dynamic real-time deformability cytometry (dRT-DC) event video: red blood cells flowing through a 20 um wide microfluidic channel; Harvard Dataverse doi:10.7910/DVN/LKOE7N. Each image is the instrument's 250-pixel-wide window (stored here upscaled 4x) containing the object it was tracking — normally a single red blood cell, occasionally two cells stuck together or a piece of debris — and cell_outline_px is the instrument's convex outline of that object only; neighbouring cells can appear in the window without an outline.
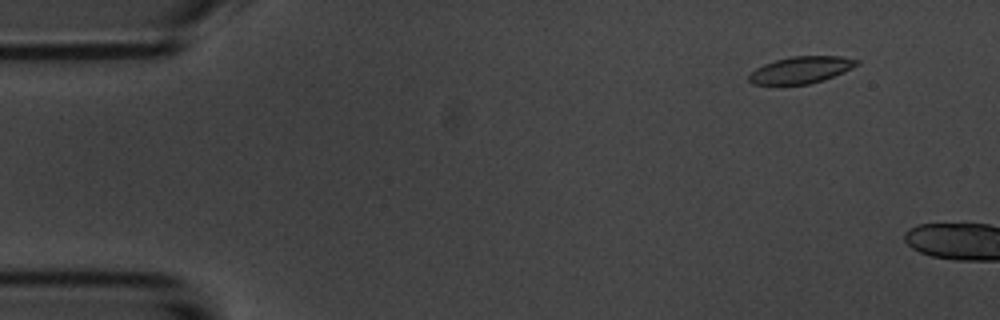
{"species": "common noctule bat (a hibernating species)", "species_latin": "Nyctalus noctula", "temperature_condition": "room temperature", "stored_images_in_passage": 2, "camera_frame_rate_fps": 3000, "um_per_image_px": 0.085, "animal": {"sex": "male", "body_mass_g": 20.1, "forearm_length_mm": 53.5}, "frame": {"image": 1, "passage_image": 1, "time_ms": 0.0, "image_size_px": [1000, 320], "cell_outline_px": [[860, 64], [844, 72], [824, 80], [808, 84], [752, 84], [748, 80], [748, 76], [756, 68], [764, 64], [776, 60], [792, 56], [840, 56], [860, 60]], "centroid_in_image_um": [68.12, 5.94], "position_along_channel_um": 16.9, "area_um2": 16.82}}